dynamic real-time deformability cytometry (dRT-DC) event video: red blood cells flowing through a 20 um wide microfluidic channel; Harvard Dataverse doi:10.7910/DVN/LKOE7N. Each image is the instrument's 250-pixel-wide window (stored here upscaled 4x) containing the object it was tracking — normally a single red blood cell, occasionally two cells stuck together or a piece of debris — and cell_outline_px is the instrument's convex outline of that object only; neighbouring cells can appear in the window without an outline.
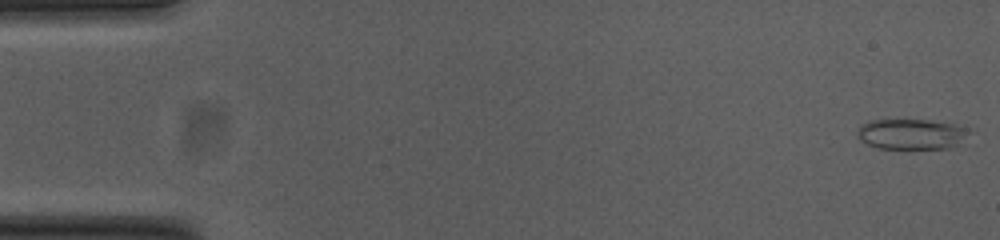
{"species": "common noctule bat (a hibernating species)", "species_latin": "Nyctalus noctula", "temperature_condition": "cold", "stored_images_in_passage": 53, "camera_frame_rate_fps": 3000, "um_per_image_px": 0.085, "animal": {"sex": "female", "body_mass_g": 23.0, "forearm_length_mm": 53.4}, "frame": {"image": 1, "passage_image": 1, "time_ms": 0.0, "image_size_px": [1000, 240], "cell_outline_px": [[976, 128], [972, 132], [952, 148], [876, 148], [860, 140], [856, 132], [860, 124], [868, 120], [888, 116], [928, 120], [956, 124]], "centroid_in_image_um": [77.46, 11.33], "position_along_channel_um": 7.5, "area_um2": 21.04}}
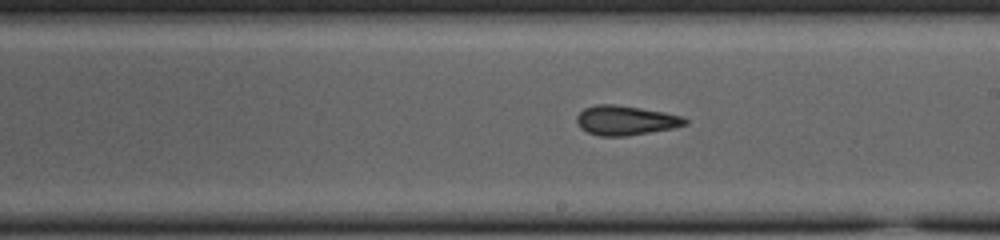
{"frame": {"image": 2, "passage_image": 30, "time_ms": 9.667, "image_size_px": [1000, 240], "cell_outline_px": [[688, 124], [676, 128], [624, 136], [600, 136], [588, 132], [580, 128], [576, 120], [576, 116], [584, 108], [596, 104], [616, 104], [664, 112], [684, 116], [688, 120]], "centroid_in_image_um": [53.2, 10.23], "position_along_channel_um": 235.8, "area_um2": 18.79}}
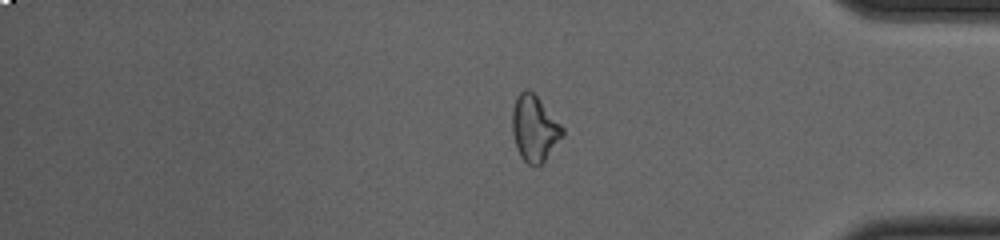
{"frame": {"image": 3, "passage_image": 44, "time_ms": 14.333, "image_size_px": [1000, 240], "cell_outline_px": [[564, 136], [544, 160], [536, 168], [528, 164], [520, 156], [516, 148], [512, 132], [512, 108], [516, 96], [524, 88], [528, 88], [536, 96], [564, 128]], "centroid_in_image_um": [45.4, 10.92], "position_along_channel_um": 389.8, "area_um2": 19.36}, "authors_computed_cell_mechanics": {"area_um2": 19.1896, "velocity_mm_per_s": 3.8034, "shape_relaxation_time_tau1_ms": 4.9092, "shape_relaxation_time_tau2_ms": 4.5414, "deformation_change_tau1": 0.1406, "deformation_change_tau2": 0.1185}}